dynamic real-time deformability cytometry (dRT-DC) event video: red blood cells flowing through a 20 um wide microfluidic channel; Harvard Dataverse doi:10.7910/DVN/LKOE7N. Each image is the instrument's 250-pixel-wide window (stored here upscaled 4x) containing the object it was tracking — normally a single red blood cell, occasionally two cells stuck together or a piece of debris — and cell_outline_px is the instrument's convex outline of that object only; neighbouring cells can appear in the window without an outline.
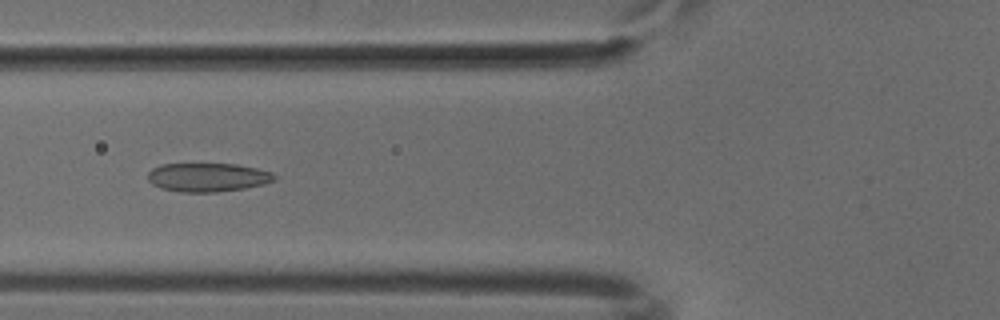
{"species": "common noctule bat (a hibernating species)", "species_latin": "Nyctalus noctula", "temperature_condition": "cold", "stored_images_in_passage": 52, "camera_frame_rate_fps": 3000, "um_per_image_px": 0.085, "animal": {"sex": "male", "body_mass_g": 18.8}, "frame": {"image": 1, "passage_image": 20, "time_ms": 6.333, "image_size_px": [1000, 320], "cell_outline_px": [[276, 180], [264, 184], [244, 188], [216, 192], [180, 192], [160, 188], [152, 184], [148, 180], [148, 172], [152, 168], [160, 164], [236, 164], [256, 168], [272, 172], [276, 176]], "centroid_in_image_um": [17.64, 15.07], "position_along_channel_um": 108.2, "area_um2": 21.27}}
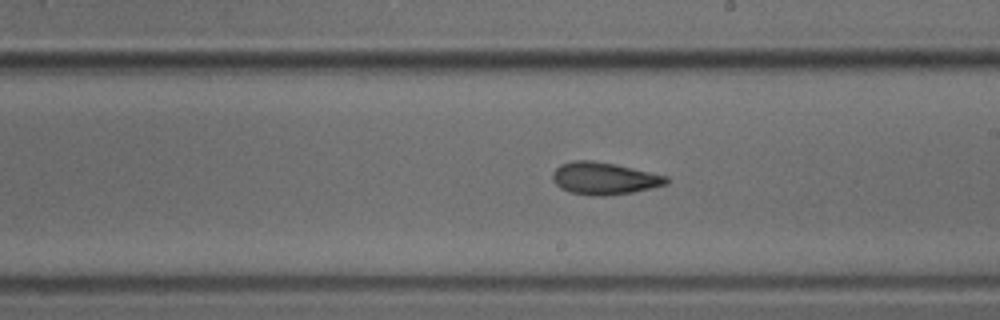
{"frame": {"image": 2, "passage_image": 30, "time_ms": 9.667, "image_size_px": [1000, 320], "cell_outline_px": [[668, 184], [652, 188], [632, 192], [608, 196], [592, 196], [572, 192], [560, 188], [552, 180], [552, 172], [560, 164], [572, 160], [592, 160], [616, 164], [668, 176]], "centroid_in_image_um": [51.35, 15.16], "position_along_channel_um": 237.7, "area_um2": 21.56}}
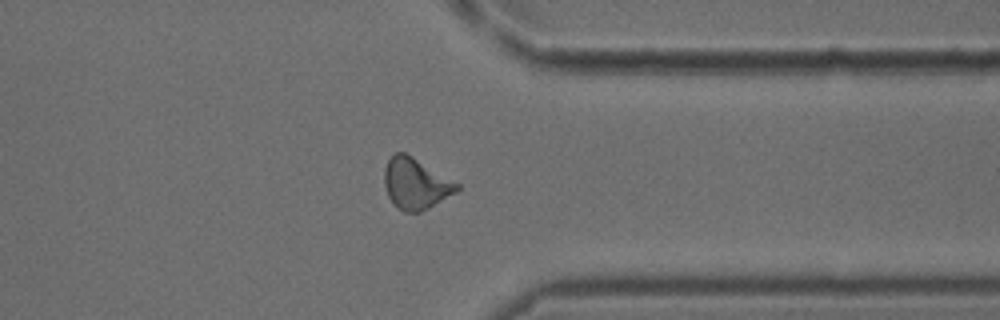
{"frame": {"image": 3, "passage_image": 41, "time_ms": 13.333, "image_size_px": [1000, 320], "cell_outline_px": [[460, 188], [456, 192], [428, 208], [420, 212], [404, 212], [388, 196], [384, 184], [384, 168], [388, 160], [396, 152], [404, 152], [412, 156], [460, 184]], "centroid_in_image_um": [35.33, 15.6], "position_along_channel_um": 376.1, "area_um2": 21.27}}